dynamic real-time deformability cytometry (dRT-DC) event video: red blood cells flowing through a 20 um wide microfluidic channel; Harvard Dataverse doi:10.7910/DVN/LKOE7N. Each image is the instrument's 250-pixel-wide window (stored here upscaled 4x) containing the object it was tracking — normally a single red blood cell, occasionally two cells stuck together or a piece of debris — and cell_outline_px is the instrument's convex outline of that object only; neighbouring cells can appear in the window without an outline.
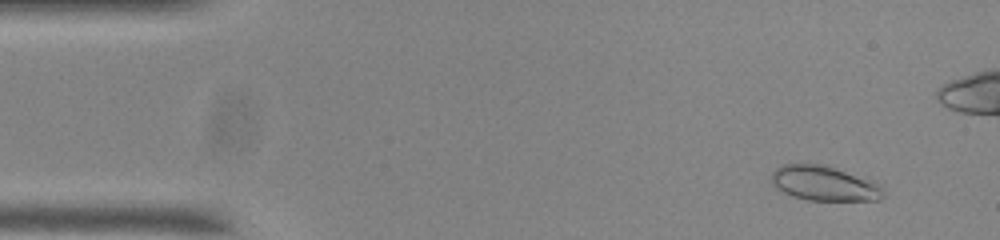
{"species": "common noctule bat (a hibernating species)", "species_latin": "Nyctalus noctula", "temperature_condition": "room temperature", "stored_images_in_passage": 55, "camera_frame_rate_fps": 3000, "um_per_image_px": 0.085, "animal": {"sex": "male", "body_mass_g": 20.0, "forearm_length_mm": 53.3}, "frame": {"image": 1, "passage_image": 4, "time_ms": 1.0, "image_size_px": [1000, 240], "cell_outline_px": [[884, 196], [880, 200], [808, 200], [792, 196], [776, 188], [772, 184], [772, 172], [780, 164], [824, 164], [876, 184], [884, 192]], "centroid_in_image_um": [69.97, 15.59], "position_along_channel_um": 15.0, "area_um2": 22.14}}
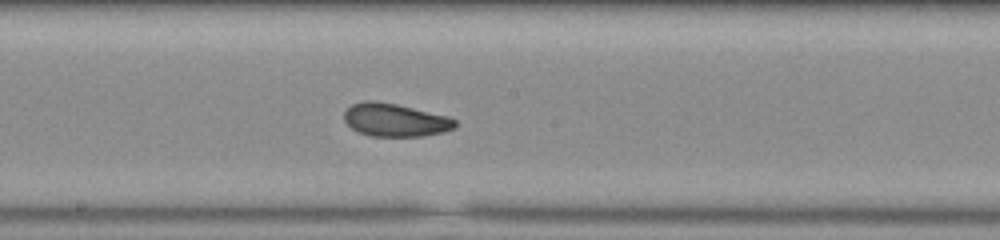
{"frame": {"image": 2, "passage_image": 28, "time_ms": 9.0, "image_size_px": [1000, 240], "cell_outline_px": [[456, 128], [444, 132], [424, 136], [372, 136], [356, 132], [344, 120], [344, 112], [352, 104], [364, 100], [376, 100], [396, 104], [448, 116], [456, 120]], "centroid_in_image_um": [33.58, 10.2], "position_along_channel_um": 214.6, "area_um2": 21.5}}
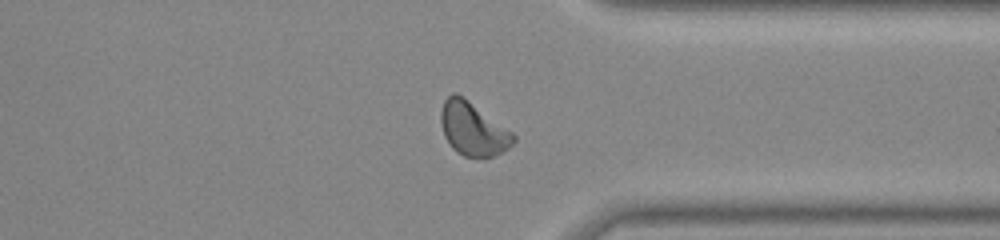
{"frame": {"image": 3, "passage_image": 41, "time_ms": 13.333, "image_size_px": [1000, 240], "cell_outline_px": [[516, 140], [508, 148], [492, 156], [464, 156], [456, 152], [452, 148], [444, 136], [440, 120], [440, 112], [444, 100], [452, 92], [456, 92], [464, 96], [512, 132], [516, 136]], "centroid_in_image_um": [40.17, 10.92], "position_along_channel_um": 371.2, "area_um2": 22.48}, "authors_computed_cell_mechanics": {"area_um2": 21.5016, "velocity_mm_per_s": 3.709, "shape_relaxation_time_tau1_ms": 3.6263, "shape_relaxation_time_tau2_ms": 1.6622, "deformation_change_tau1": 0.1129, "deformation_change_tau2": 0.0645}}